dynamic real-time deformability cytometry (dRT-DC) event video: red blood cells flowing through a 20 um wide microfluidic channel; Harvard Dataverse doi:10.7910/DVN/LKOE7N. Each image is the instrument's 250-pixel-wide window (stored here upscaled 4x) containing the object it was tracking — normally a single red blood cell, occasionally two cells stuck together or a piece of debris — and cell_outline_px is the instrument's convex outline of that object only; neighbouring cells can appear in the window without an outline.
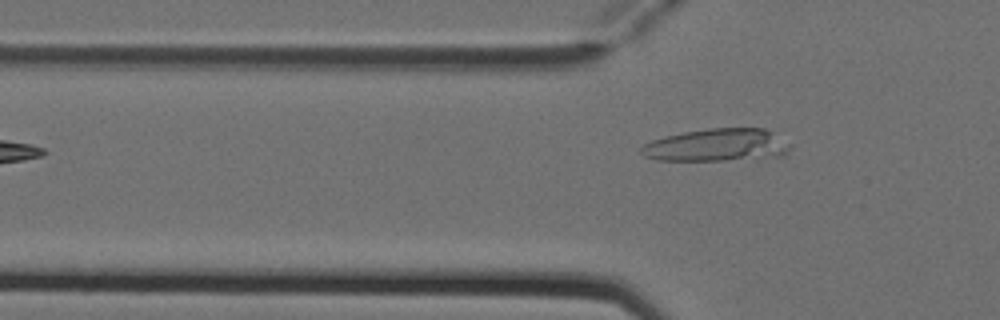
{"species": "Egyptian fruit bat (a non-hibernating species)", "species_latin": "Rousettus aegyptiacus", "temperature_condition": "cold", "stored_images_in_passage": 5, "camera_frame_rate_fps": 3000, "um_per_image_px": 0.085, "animal": {"sex": "female"}, "frame": {"image": 1, "passage_image": 5, "time_ms": 1.333, "image_size_px": [1000, 320], "cell_outline_px": [[792, 148], [784, 156], [724, 160], [656, 160], [644, 156], [640, 152], [640, 148], [644, 144], [652, 140], [664, 136], [684, 132], [708, 128], [764, 128], [772, 132], [792, 144]], "centroid_in_image_um": [60.96, 12.33], "position_along_channel_um": 64.8, "area_um2": 28.5}}